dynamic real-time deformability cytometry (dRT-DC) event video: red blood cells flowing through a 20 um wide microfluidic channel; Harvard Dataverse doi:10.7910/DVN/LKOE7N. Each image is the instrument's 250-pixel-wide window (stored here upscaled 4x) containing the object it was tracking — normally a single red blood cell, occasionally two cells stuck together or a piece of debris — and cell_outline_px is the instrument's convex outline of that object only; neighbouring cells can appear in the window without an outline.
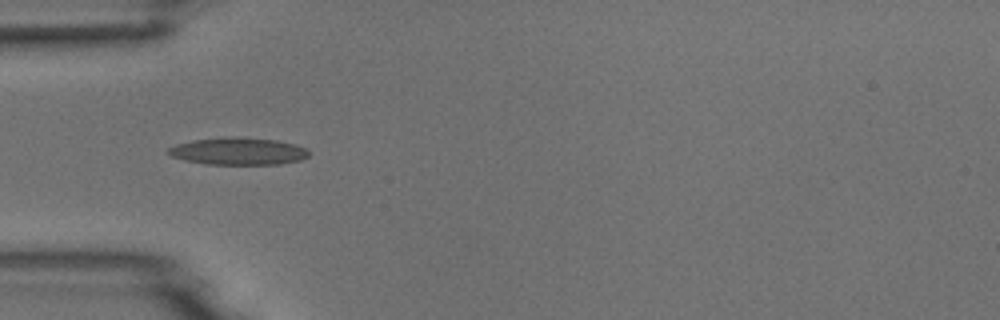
{"species": "common noctule bat (a hibernating species)", "species_latin": "Nyctalus noctula", "temperature_condition": "room temperature", "stored_images_in_passage": 3, "camera_frame_rate_fps": 3000, "um_per_image_px": 0.085, "animal": {"sex": "male", "body_mass_g": 18.8}, "frame": {"image": 1, "passage_image": 1, "time_ms": 0.0, "image_size_px": [1000, 320], "cell_outline_px": [[308, 156], [300, 160], [280, 164], [204, 164], [184, 160], [172, 156], [168, 152], [168, 148], [176, 144], [192, 140], [232, 136], [236, 136], [276, 140], [296, 144], [304, 148], [308, 152]], "centroid_in_image_um": [20.23, 12.85], "position_along_channel_um": 64.8, "area_um2": 22.31}}